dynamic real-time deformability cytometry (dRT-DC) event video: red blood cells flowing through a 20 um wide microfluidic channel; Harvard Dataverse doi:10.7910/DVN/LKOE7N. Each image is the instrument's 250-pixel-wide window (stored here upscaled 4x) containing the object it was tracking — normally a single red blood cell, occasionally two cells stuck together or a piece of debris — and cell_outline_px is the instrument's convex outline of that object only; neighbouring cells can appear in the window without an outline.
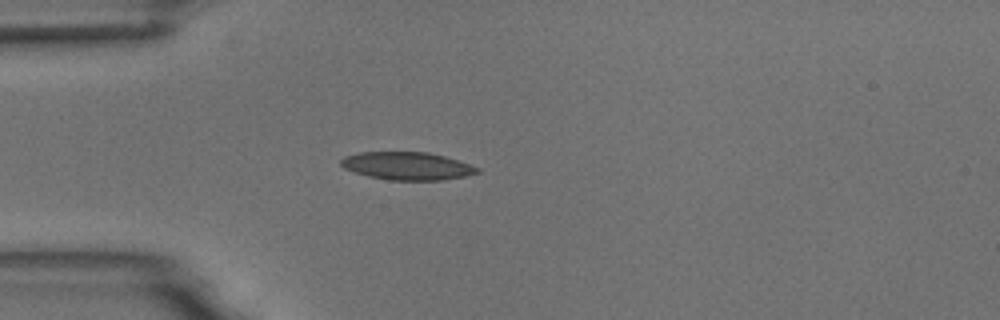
{"species": "common noctule bat (a hibernating species)", "species_latin": "Nyctalus noctula", "temperature_condition": "room temperature", "stored_images_in_passage": 1, "camera_frame_rate_fps": 3000, "um_per_image_px": 0.085, "animal": {"sex": "male", "body_mass_g": 18.8}, "frame": {"image": 1, "passage_image": 1, "time_ms": 0.0, "image_size_px": [1000, 320], "cell_outline_px": [[480, 172], [464, 176], [444, 180], [388, 180], [368, 176], [344, 168], [340, 164], [340, 160], [344, 156], [360, 152], [428, 152], [444, 156], [480, 168]], "centroid_in_image_um": [34.59, 14.1], "position_along_channel_um": 50.4, "area_um2": 22.02}}